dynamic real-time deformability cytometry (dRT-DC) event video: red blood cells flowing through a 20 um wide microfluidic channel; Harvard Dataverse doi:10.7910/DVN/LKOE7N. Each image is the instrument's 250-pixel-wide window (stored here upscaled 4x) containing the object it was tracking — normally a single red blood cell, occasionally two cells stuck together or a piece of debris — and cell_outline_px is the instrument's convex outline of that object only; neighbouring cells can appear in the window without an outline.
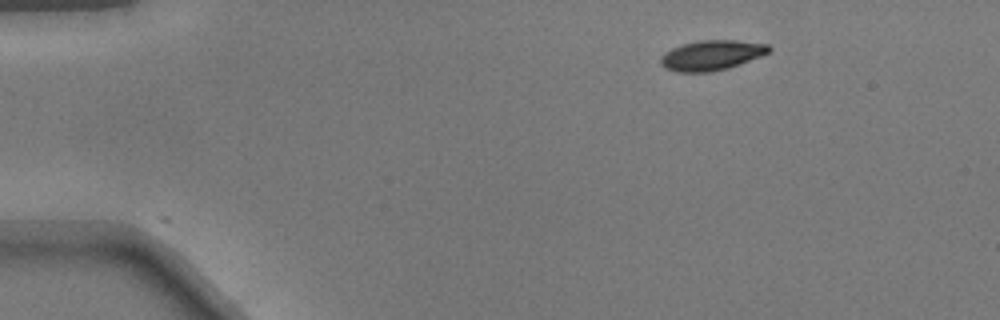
{"species": "common noctule bat (a hibernating species)", "species_latin": "Nyctalus noctula", "temperature_condition": "warm", "stored_images_in_passage": 27, "camera_frame_rate_fps": 3000, "um_per_image_px": 0.085, "animal": {"sex": "male", "body_mass_g": 17.9}, "frame": {"image": 1, "passage_image": 1, "time_ms": 0.0, "image_size_px": [1000, 320], "cell_outline_px": [[772, 48], [768, 52], [760, 56], [728, 68], [708, 72], [676, 72], [664, 68], [660, 64], [660, 56], [664, 52], [672, 48], [684, 44], [700, 40], [736, 40], [768, 44]], "centroid_in_image_um": [60.44, 4.7], "position_along_channel_um": 24.6, "area_um2": 18.9}}
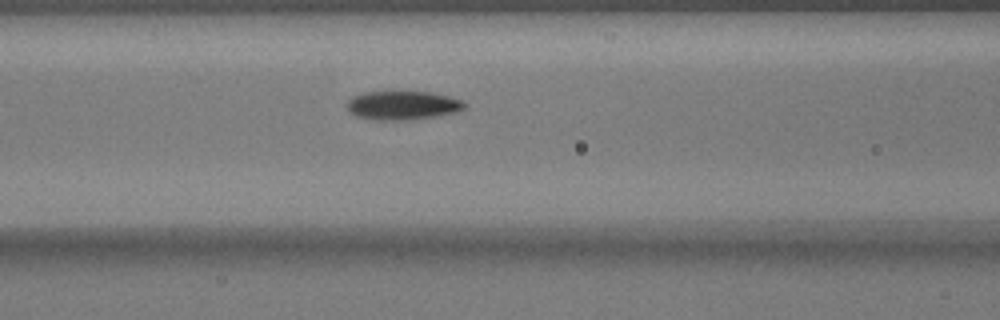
{"frame": {"image": 2, "passage_image": 15, "time_ms": 4.667, "image_size_px": [1000, 320], "cell_outline_px": [[468, 104], [464, 108], [456, 112], [432, 116], [400, 120], [376, 120], [356, 116], [348, 108], [348, 100], [352, 96], [364, 92], [392, 88], [396, 88], [428, 92], [448, 96], [464, 100]], "centroid_in_image_um": [34.21, 8.88], "position_along_channel_um": 132.4, "area_um2": 20.4}}
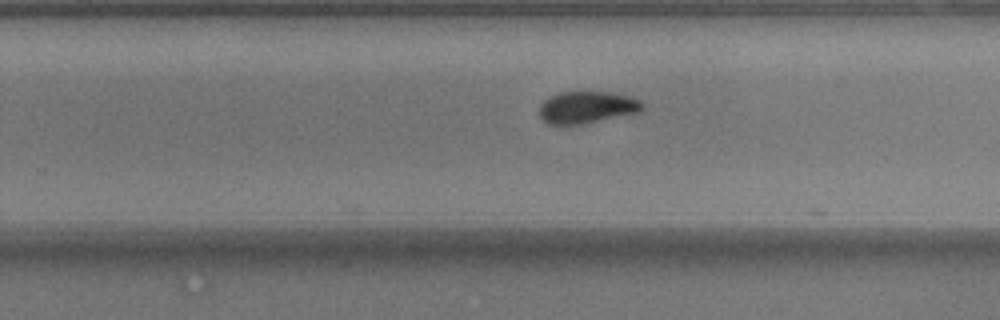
{"frame": {"image": 3, "passage_image": 26, "time_ms": 8.333, "image_size_px": [1000, 320], "cell_outline_px": [[644, 108], [636, 112], [584, 124], [548, 124], [540, 116], [540, 104], [548, 96], [560, 92], [612, 92], [636, 100]], "centroid_in_image_um": [49.79, 9.12], "position_along_channel_um": 280.0, "area_um2": 18.73}}